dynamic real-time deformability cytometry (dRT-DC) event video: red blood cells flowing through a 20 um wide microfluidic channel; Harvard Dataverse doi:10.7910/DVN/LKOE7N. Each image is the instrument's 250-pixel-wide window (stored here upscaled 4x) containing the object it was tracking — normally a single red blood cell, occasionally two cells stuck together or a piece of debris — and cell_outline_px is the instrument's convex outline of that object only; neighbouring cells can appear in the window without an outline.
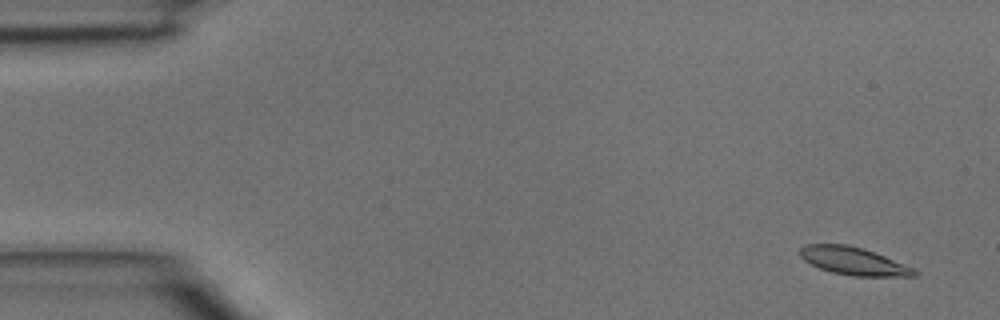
{"species": "common noctule bat (a hibernating species)", "species_latin": "Nyctalus noctula", "temperature_condition": "room temperature", "stored_images_in_passage": 4, "camera_frame_rate_fps": 3000, "um_per_image_px": 0.085, "animal": {"sex": "male", "body_mass_g": 15.6}, "frame": {"image": 1, "passage_image": 1, "time_ms": 0.0, "image_size_px": [1000, 320], "cell_outline_px": [[920, 276], [852, 276], [832, 272], [820, 268], [804, 260], [800, 256], [800, 248], [804, 244], [848, 244], [864, 248], [916, 268], [920, 272]], "centroid_in_image_um": [72.61, 22.19], "position_along_channel_um": 12.4, "area_um2": 18.73}}
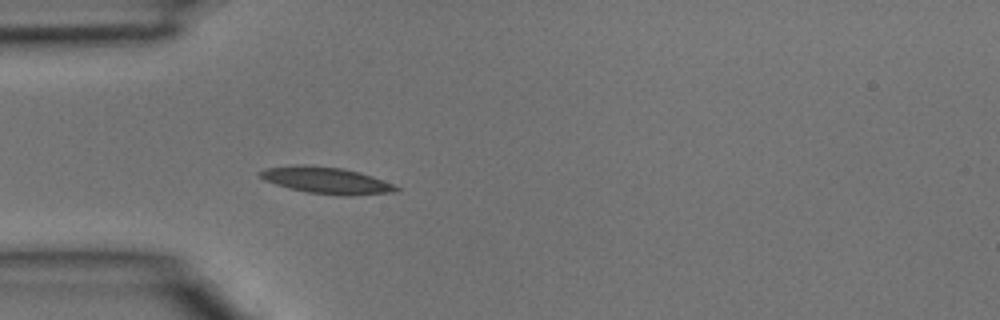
{"frame": {"image": 2, "passage_image": 4, "time_ms": 1.0, "image_size_px": [1000, 320], "cell_outline_px": [[400, 188], [396, 192], [352, 196], [340, 196], [308, 192], [288, 188], [264, 180], [256, 172], [268, 168], [296, 164], [304, 164], [340, 168], [360, 172], [372, 176], [392, 184]], "centroid_in_image_um": [27.73, 15.33], "position_along_channel_um": 57.3, "area_um2": 21.15}}